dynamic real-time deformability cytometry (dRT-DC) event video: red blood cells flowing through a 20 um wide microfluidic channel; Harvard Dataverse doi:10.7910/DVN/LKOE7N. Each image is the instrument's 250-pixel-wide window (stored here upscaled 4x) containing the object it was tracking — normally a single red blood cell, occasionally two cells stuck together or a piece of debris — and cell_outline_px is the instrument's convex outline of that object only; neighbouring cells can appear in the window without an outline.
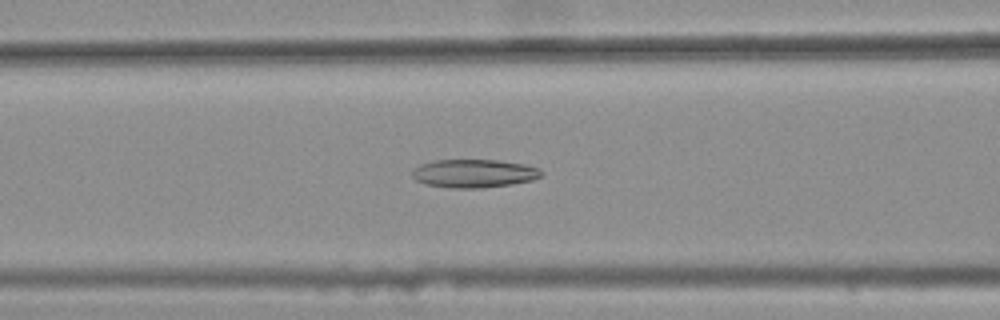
{"species": "common noctule bat (a hibernating species)", "species_latin": "Nyctalus noctula", "temperature_condition": "warm", "stored_images_in_passage": 48, "camera_frame_rate_fps": 3000, "um_per_image_px": 0.085, "animal": {"sex": "female", "body_mass_g": 25.1}, "frame": {"image": 1, "passage_image": 23, "time_ms": 7.333, "image_size_px": [1000, 320], "cell_outline_px": [[544, 172], [540, 176], [532, 180], [512, 184], [480, 188], [448, 188], [424, 184], [416, 180], [412, 176], [412, 168], [420, 164], [436, 160], [496, 160], [524, 164], [540, 168]], "centroid_in_image_um": [40.26, 14.74], "position_along_channel_um": 126.3, "area_um2": 21.44}}
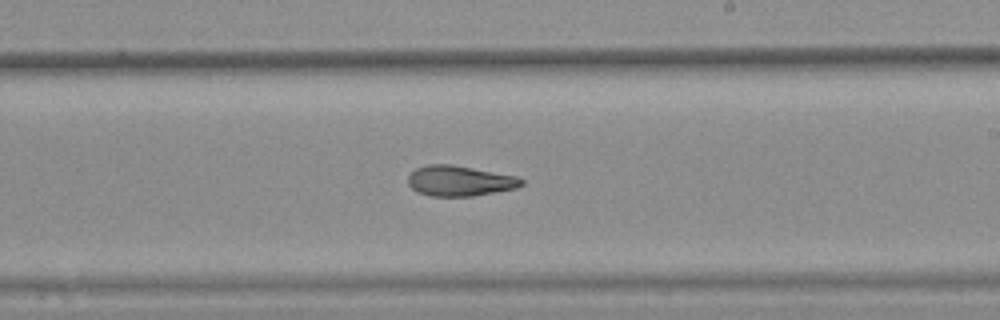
{"frame": {"image": 2, "passage_image": 33, "time_ms": 10.667, "image_size_px": [1000, 320], "cell_outline_px": [[524, 184], [516, 188], [496, 192], [472, 196], [432, 196], [416, 192], [408, 184], [408, 176], [416, 168], [428, 164], [452, 164], [516, 176], [524, 180]], "centroid_in_image_um": [39.06, 15.37], "position_along_channel_um": 249.9, "area_um2": 20.11}}
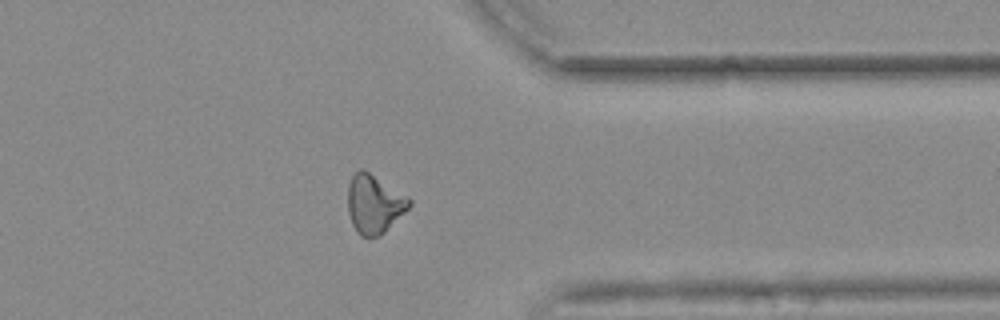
{"frame": {"image": 3, "passage_image": 44, "time_ms": 14.333, "image_size_px": [1000, 320], "cell_outline_px": [[412, 204], [380, 236], [360, 236], [356, 232], [352, 224], [348, 212], [348, 184], [352, 176], [360, 168], [364, 168], [408, 196], [412, 200]], "centroid_in_image_um": [31.8, 17.31], "position_along_channel_um": 379.6, "area_um2": 21.04}, "authors_computed_cell_mechanics": {"area_um2": 21.0681, "velocity_mm_per_s": 3.7159, "shape_relaxation_time_tau1_ms": null, "shape_relaxation_time_tau2_ms": 4.5783, "deformation_change_tau1": null, "deformation_change_tau2": 0.1306}}